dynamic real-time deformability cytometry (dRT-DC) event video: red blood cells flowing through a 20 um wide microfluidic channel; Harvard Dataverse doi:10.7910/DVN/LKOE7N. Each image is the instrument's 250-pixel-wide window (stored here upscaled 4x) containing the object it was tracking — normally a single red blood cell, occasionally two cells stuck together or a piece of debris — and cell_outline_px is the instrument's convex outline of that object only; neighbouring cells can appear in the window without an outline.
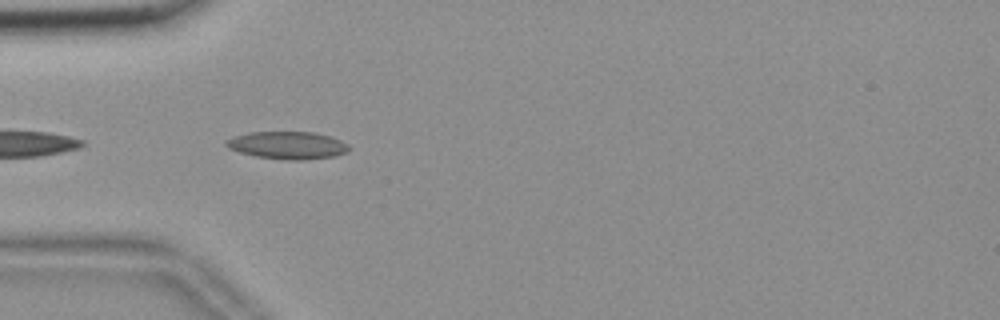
{"species": "common noctule bat (a hibernating species)", "species_latin": "Nyctalus noctula", "temperature_condition": "room temperature", "stored_images_in_passage": 5, "camera_frame_rate_fps": 3000, "um_per_image_px": 0.085, "animal": {"sex": "female", "body_mass_g": 18.4}, "frame": {"image": 1, "passage_image": 2, "time_ms": 0.333, "image_size_px": [1000, 320], "cell_outline_px": [[352, 148], [348, 152], [336, 156], [304, 160], [288, 160], [256, 156], [240, 152], [228, 148], [224, 144], [224, 140], [232, 136], [248, 132], [316, 132], [340, 140], [348, 144]], "centroid_in_image_um": [24.44, 12.34], "position_along_channel_um": 60.6, "area_um2": 19.94}}